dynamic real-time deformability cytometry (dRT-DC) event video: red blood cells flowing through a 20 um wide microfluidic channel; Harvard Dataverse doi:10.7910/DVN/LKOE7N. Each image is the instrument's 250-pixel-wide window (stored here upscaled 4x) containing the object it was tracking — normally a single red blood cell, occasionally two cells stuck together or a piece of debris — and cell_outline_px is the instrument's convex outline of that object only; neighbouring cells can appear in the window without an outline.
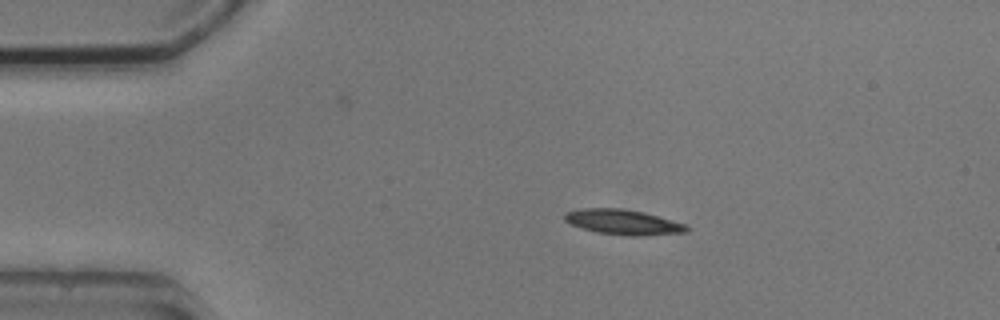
{"species": "common noctule bat (a hibernating species)", "species_latin": "Nyctalus noctula", "temperature_condition": "cold", "stored_images_in_passage": 6, "camera_frame_rate_fps": 3000, "um_per_image_px": 0.085, "animal": {"sex": "male", "body_mass_g": 20.5, "forearm_length_mm": 52.5}, "frame": {"image": 1, "passage_image": 1, "time_ms": 0.0, "image_size_px": [1000, 320], "cell_outline_px": [[692, 228], [688, 232], [644, 236], [628, 236], [596, 232], [572, 224], [564, 220], [564, 212], [584, 208], [620, 208], [644, 212], [688, 224]], "centroid_in_image_um": [53.05, 18.88], "position_along_channel_um": 32.0, "area_um2": 18.09}}
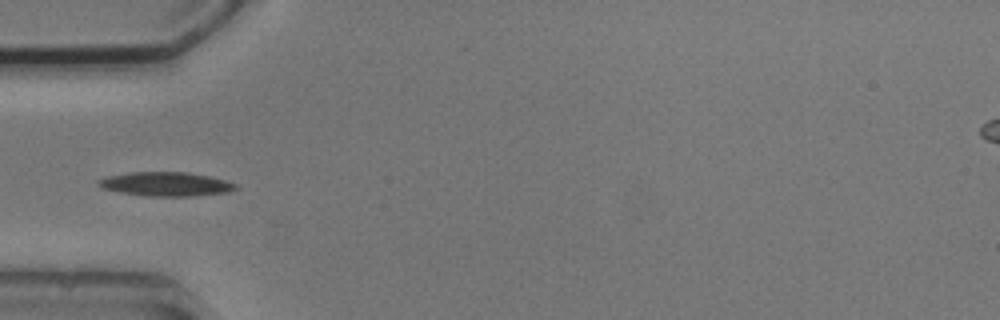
{"frame": {"image": 2, "passage_image": 3, "time_ms": 2.333, "image_size_px": [1000, 320], "cell_outline_px": [[236, 188], [228, 192], [192, 196], [148, 196], [120, 192], [104, 188], [96, 184], [96, 180], [108, 176], [128, 172], [188, 172], [208, 176], [224, 180], [236, 184]], "centroid_in_image_um": [14.06, 15.64], "position_along_channel_um": 70.9, "area_um2": 19.07}}